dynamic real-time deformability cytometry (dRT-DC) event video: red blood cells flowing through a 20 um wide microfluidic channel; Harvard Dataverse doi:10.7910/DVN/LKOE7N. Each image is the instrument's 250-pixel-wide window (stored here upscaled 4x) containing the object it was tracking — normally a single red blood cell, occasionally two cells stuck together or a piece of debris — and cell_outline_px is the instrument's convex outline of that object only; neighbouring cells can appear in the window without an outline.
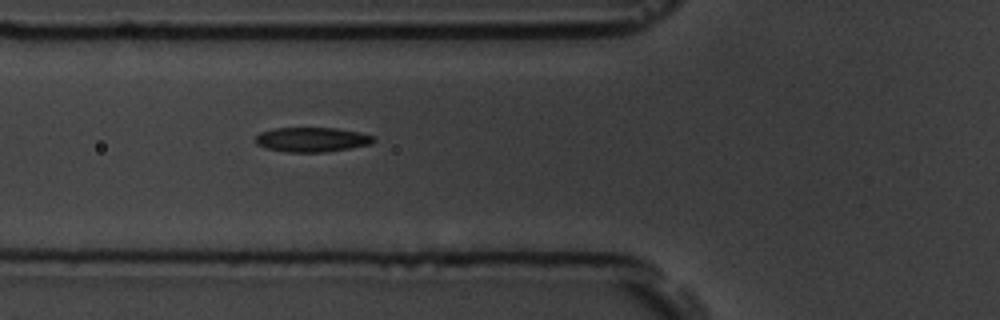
{"species": "common noctule bat (a hibernating species)", "species_latin": "Nyctalus noctula", "temperature_condition": "room temperature", "stored_images_in_passage": 3, "camera_frame_rate_fps": 3000, "um_per_image_px": 0.085, "animal": {"sex": "male", "body_mass_g": 19.5, "forearm_length_mm": 54.6}, "frame": {"image": 1, "passage_image": 3, "time_ms": 2.333, "image_size_px": [1000, 320], "cell_outline_px": [[376, 140], [372, 144], [324, 152], [288, 152], [268, 148], [256, 144], [256, 136], [260, 132], [276, 128], [336, 128], [360, 132], [372, 136]], "centroid_in_image_um": [26.53, 11.86], "position_along_channel_um": 99.3, "area_um2": 16.76}}